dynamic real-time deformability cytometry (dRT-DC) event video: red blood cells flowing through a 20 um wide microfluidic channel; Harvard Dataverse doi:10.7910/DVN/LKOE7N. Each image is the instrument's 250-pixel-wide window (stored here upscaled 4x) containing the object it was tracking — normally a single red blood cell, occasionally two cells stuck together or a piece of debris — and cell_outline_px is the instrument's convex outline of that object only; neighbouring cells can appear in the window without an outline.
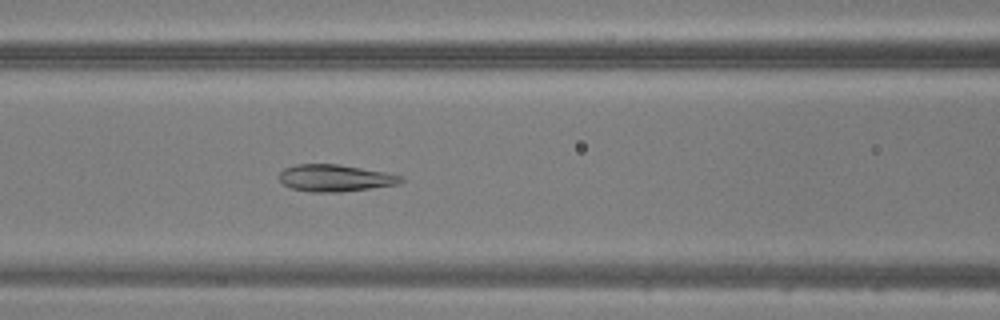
{"species": "common noctule bat (a hibernating species)", "species_latin": "Nyctalus noctula", "temperature_condition": "warm", "stored_images_in_passage": 47, "camera_frame_rate_fps": 3000, "um_per_image_px": 0.085, "animal": {"sex": "male", "body_mass_g": 20.5, "forearm_length_mm": 52.5}, "frame": {"image": 1, "passage_image": 20, "time_ms": 6.333, "image_size_px": [1000, 320], "cell_outline_px": [[404, 180], [400, 184], [340, 192], [308, 192], [292, 188], [284, 184], [280, 180], [280, 172], [284, 168], [296, 164], [336, 164], [388, 172], [404, 176]], "centroid_in_image_um": [28.53, 15.13], "position_along_channel_um": 138.1, "area_um2": 19.19}}
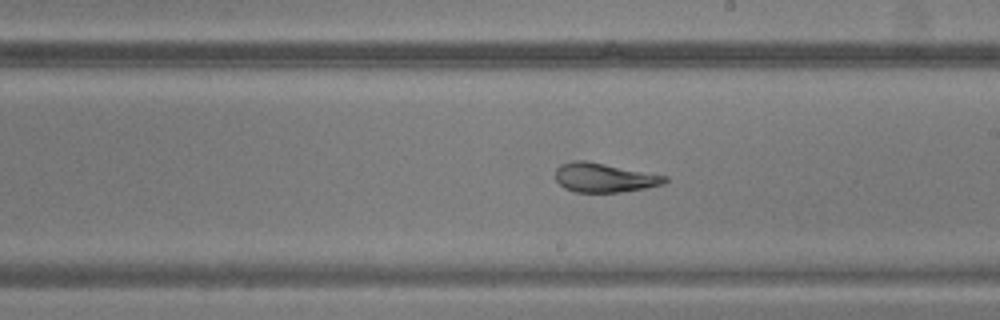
{"frame": {"image": 2, "passage_image": 27, "time_ms": 8.667, "image_size_px": [1000, 320], "cell_outline_px": [[668, 180], [664, 184], [644, 188], [620, 192], [576, 192], [564, 188], [556, 180], [556, 168], [560, 164], [572, 160], [584, 160], [668, 176]], "centroid_in_image_um": [51.34, 15.09], "position_along_channel_um": 237.7, "area_um2": 18.55}}
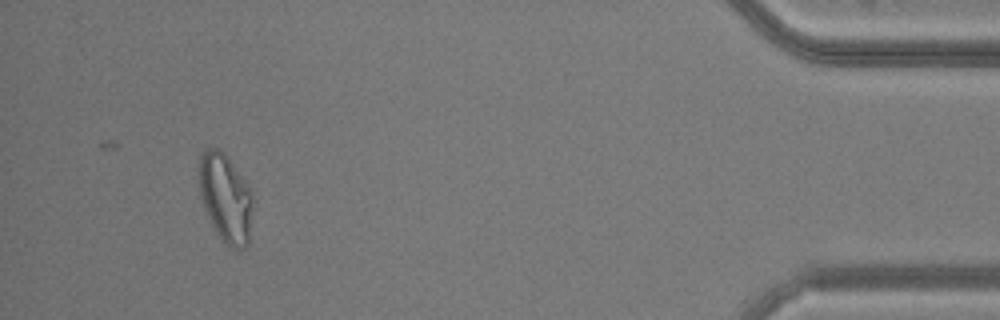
{"frame": {"image": 3, "passage_image": 44, "time_ms": 14.333, "image_size_px": [1000, 320], "cell_outline_px": [[252, 208], [248, 244], [244, 248], [232, 248], [224, 244], [220, 240], [208, 216], [200, 192], [200, 156], [208, 148], [220, 148], [228, 156], [252, 192]], "centroid_in_image_um": [19.19, 16.84], "position_along_channel_um": 416.0, "area_um2": 27.34}}